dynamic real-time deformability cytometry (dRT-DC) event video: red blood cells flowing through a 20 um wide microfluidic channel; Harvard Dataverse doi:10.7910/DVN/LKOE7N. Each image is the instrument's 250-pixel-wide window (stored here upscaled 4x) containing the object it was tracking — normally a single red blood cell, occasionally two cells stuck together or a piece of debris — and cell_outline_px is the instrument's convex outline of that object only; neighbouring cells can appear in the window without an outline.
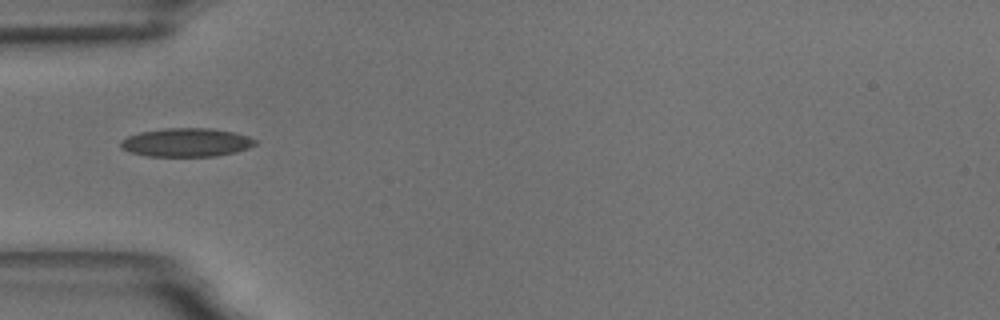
{"species": "common noctule bat (a hibernating species)", "species_latin": "Nyctalus noctula", "temperature_condition": "room temperature", "stored_images_in_passage": 40, "camera_frame_rate_fps": 3000, "um_per_image_px": 0.085, "animal": {"sex": "male", "body_mass_g": 18.8}, "frame": {"image": 1, "passage_image": 1, "time_ms": 0.0, "image_size_px": [1000, 320], "cell_outline_px": [[256, 144], [248, 148], [236, 152], [216, 156], [148, 156], [128, 152], [120, 148], [120, 140], [128, 136], [140, 132], [164, 128], [212, 128], [236, 132], [248, 136], [256, 140]], "centroid_in_image_um": [15.83, 12.1], "position_along_channel_um": 69.2, "area_um2": 22.6}}
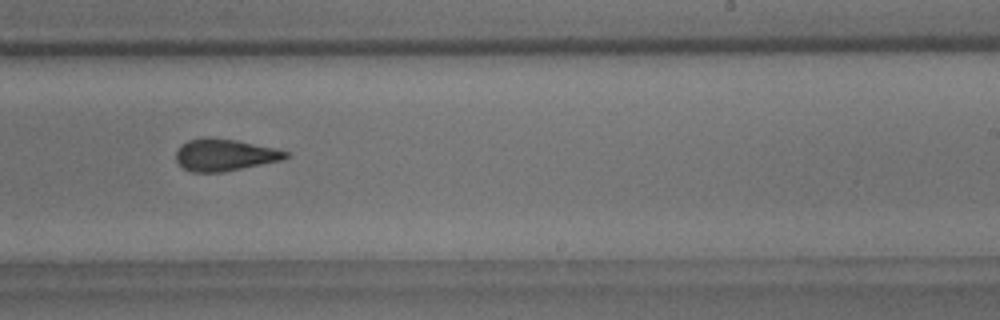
{"frame": {"image": 2, "passage_image": 18, "time_ms": 5.667, "image_size_px": [1000, 320], "cell_outline_px": [[292, 156], [284, 160], [224, 172], [192, 172], [184, 168], [176, 160], [176, 152], [180, 144], [188, 140], [204, 136], [208, 136], [236, 140], [276, 148], [292, 152]], "centroid_in_image_um": [19.15, 13.15], "position_along_channel_um": 269.8, "area_um2": 20.92}}
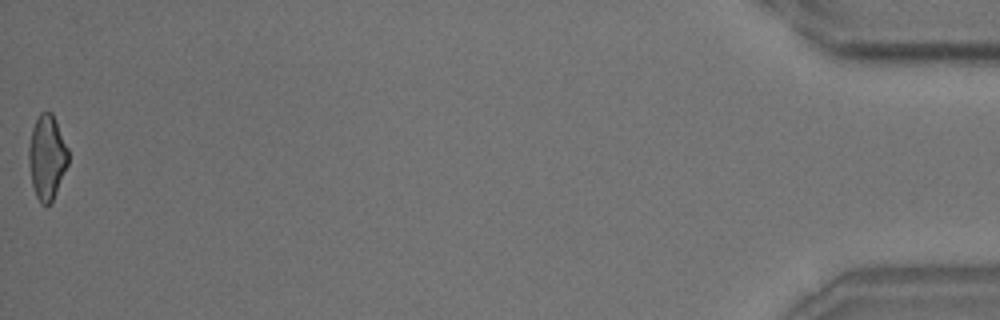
{"frame": {"image": 3, "passage_image": 40, "time_ms": 13.0, "image_size_px": [1000, 320], "cell_outline_px": [[68, 164], [52, 200], [48, 204], [40, 204], [36, 196], [32, 184], [28, 156], [28, 148], [32, 128], [40, 112], [52, 112], [56, 120], [68, 148]], "centroid_in_image_um": [3.99, 13.34], "position_along_channel_um": 431.2, "area_um2": 19.25}, "authors_computed_cell_mechanics": {"area_um2": 20.6057, "velocity_mm_per_s": 3.5319, "shape_relaxation_time_tau1_ms": 6.2395, "shape_relaxation_time_tau2_ms": 2.5018, "deformation_change_tau1": 0.1487, "deformation_change_tau2": 0.0872}}